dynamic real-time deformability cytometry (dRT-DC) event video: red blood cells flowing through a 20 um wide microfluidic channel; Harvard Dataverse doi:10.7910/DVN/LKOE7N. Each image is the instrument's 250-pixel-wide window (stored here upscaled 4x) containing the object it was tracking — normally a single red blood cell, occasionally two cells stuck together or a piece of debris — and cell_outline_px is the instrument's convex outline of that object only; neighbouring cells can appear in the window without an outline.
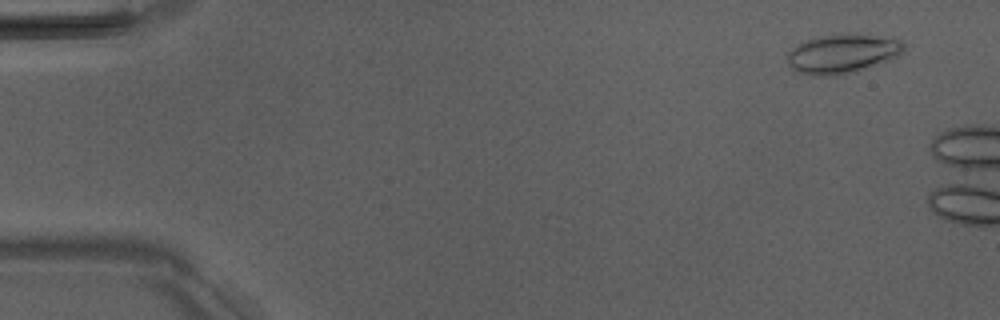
{"species": "Egyptian fruit bat (a non-hibernating species)", "species_latin": "Rousettus aegyptiacus", "temperature_condition": "room temperature", "stored_images_in_passage": 3, "camera_frame_rate_fps": 3000, "um_per_image_px": 0.085, "animal": {"sex": "male"}, "frame": {"image": 1, "passage_image": 1, "time_ms": 0.0, "image_size_px": [1000, 320], "cell_outline_px": [[904, 52], [888, 60], [856, 72], [836, 76], [816, 76], [796, 72], [788, 64], [788, 52], [792, 48], [808, 40], [820, 36], [844, 32], [868, 32], [900, 40], [904, 44]], "centroid_in_image_um": [71.64, 4.54], "position_along_channel_um": 13.4, "area_um2": 27.22}}